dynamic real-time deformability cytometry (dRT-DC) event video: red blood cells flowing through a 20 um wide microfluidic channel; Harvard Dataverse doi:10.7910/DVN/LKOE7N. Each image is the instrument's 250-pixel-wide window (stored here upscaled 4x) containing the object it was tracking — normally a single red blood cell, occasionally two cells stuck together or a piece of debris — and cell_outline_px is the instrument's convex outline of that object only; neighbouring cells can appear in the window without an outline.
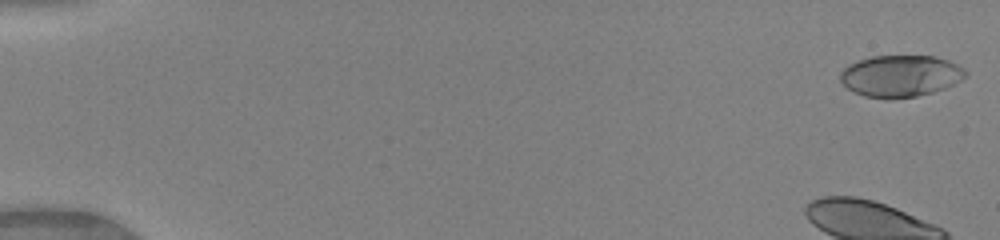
{"species": "human", "species_latin": "Homo sapiens", "temperature_condition": "warm", "stored_images_in_passage": 43, "camera_frame_rate_fps": 3000, "um_per_image_px": 0.085, "donor": {"sex": "female"}, "frame": {"image": 1, "passage_image": 1, "time_ms": 0.0, "image_size_px": [1000, 240], "cell_outline_px": [[968, 76], [944, 88], [932, 92], [916, 96], [864, 96], [848, 88], [840, 80], [840, 72], [848, 64], [872, 56], [932, 56], [948, 60], [956, 64], [968, 72]], "centroid_in_image_um": [76.55, 6.42], "position_along_channel_um": 8.4, "area_um2": 29.65}}